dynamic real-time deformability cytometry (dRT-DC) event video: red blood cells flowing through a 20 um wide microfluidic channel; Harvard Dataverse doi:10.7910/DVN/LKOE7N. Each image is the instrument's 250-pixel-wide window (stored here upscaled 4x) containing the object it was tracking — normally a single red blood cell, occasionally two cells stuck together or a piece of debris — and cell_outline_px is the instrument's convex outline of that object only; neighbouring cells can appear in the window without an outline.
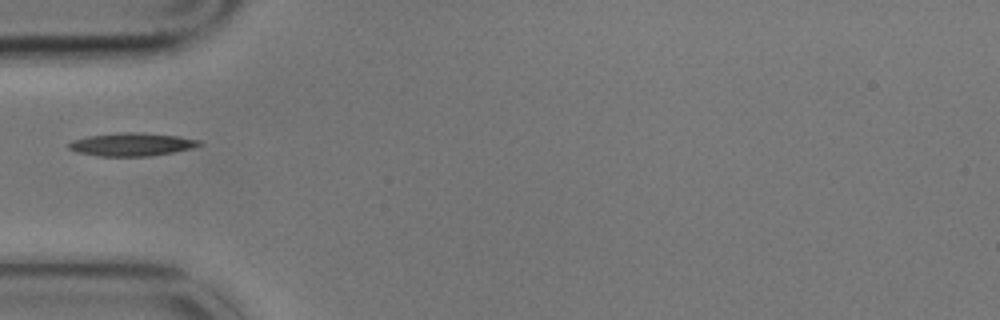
{"species": "common noctule bat (a hibernating species)", "species_latin": "Nyctalus noctula", "temperature_condition": "cold", "stored_images_in_passage": 4, "camera_frame_rate_fps": 3000, "um_per_image_px": 0.085, "animal": {"sex": "male", "body_mass_g": 17.9}, "frame": {"image": 1, "passage_image": 4, "time_ms": 1.0, "image_size_px": [1000, 320], "cell_outline_px": [[204, 144], [192, 148], [172, 152], [148, 156], [96, 156], [76, 152], [68, 148], [68, 144], [72, 140], [88, 136], [120, 132], [136, 132], [180, 136], [200, 140]], "centroid_in_image_um": [11.19, 12.27], "position_along_channel_um": 73.8, "area_um2": 17.63}}